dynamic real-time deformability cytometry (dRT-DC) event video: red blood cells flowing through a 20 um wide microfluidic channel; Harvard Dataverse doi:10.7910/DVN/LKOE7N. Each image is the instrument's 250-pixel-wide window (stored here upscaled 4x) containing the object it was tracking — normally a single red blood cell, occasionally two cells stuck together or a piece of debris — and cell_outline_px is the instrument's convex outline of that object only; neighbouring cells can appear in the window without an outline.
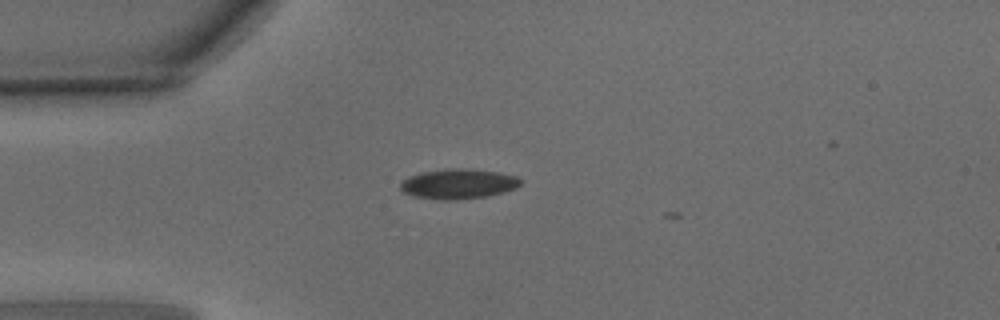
{"species": "common noctule bat (a hibernating species)", "species_latin": "Nyctalus noctula", "temperature_condition": "warm", "stored_images_in_passage": 3, "camera_frame_rate_fps": 3000, "um_per_image_px": 0.085, "animal": {"sex": "male", "body_mass_g": 15.6}, "frame": {"image": 1, "passage_image": 1, "time_ms": 0.0, "image_size_px": [1000, 320], "cell_outline_px": [[520, 184], [516, 188], [504, 192], [488, 196], [456, 200], [440, 200], [416, 196], [404, 192], [400, 188], [400, 184], [408, 176], [420, 172], [444, 168], [460, 168], [496, 172], [516, 176], [520, 180]], "centroid_in_image_um": [38.93, 15.63], "position_along_channel_um": 46.1, "area_um2": 20.92}}